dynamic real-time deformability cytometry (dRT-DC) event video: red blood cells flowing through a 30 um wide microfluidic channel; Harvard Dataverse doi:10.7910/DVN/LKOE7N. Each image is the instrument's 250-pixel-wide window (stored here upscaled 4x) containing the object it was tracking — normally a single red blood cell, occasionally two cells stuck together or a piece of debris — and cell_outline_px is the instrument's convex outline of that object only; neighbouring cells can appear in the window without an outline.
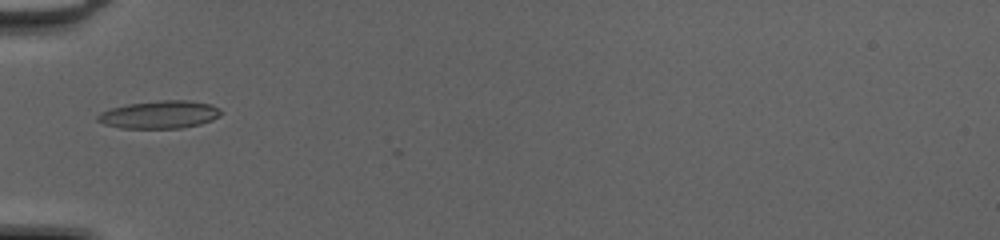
{"species": "common noctule bat (a hibernating species)", "species_latin": "Nyctalus noctula", "temperature_condition": "cold", "stored_images_in_passage": 2, "camera_frame_rate_fps": 3000, "um_per_image_px": 0.085, "animal": {"sex": "female", "body_mass_g": 20.0, "forearm_length_mm": 54.0}, "frame": {"image": 1, "passage_image": 1, "time_ms": 0.0, "image_size_px": [1000, 240], "cell_outline_px": [[224, 112], [220, 116], [212, 120], [200, 124], [180, 128], [120, 128], [104, 124], [96, 120], [96, 116], [100, 112], [112, 108], [128, 104], [160, 100], [188, 100], [212, 104], [220, 108]], "centroid_in_image_um": [13.6, 9.74], "position_along_channel_um": 71.4, "area_um2": 20.11}}